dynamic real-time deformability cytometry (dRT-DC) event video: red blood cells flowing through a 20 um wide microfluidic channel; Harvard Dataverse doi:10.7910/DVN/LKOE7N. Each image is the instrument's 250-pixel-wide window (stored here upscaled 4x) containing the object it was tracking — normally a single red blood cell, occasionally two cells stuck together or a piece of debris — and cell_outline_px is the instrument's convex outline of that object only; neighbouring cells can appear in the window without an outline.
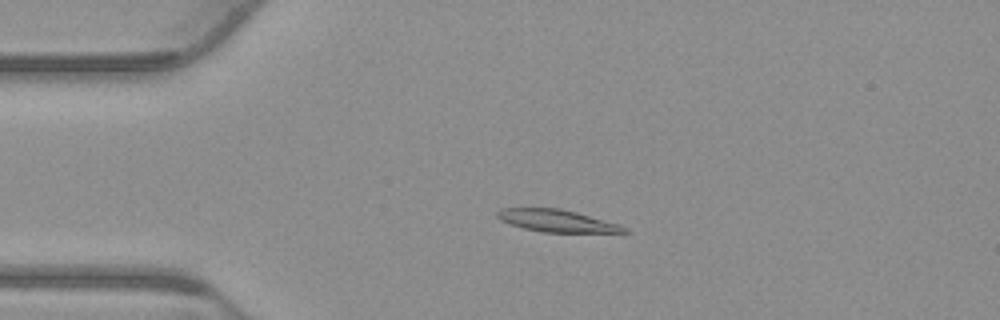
{"species": "common noctule bat (a hibernating species)", "species_latin": "Nyctalus noctula", "temperature_condition": "warm", "stored_images_in_passage": 54, "camera_frame_rate_fps": 3000, "um_per_image_px": 0.085, "animal": {"sex": "male", "body_mass_g": 23.1, "forearm_length_mm": 52.7}, "frame": {"image": 1, "passage_image": 12, "time_ms": 3.667, "image_size_px": [1000, 320], "cell_outline_px": [[632, 232], [544, 232], [524, 228], [500, 220], [496, 216], [496, 212], [500, 208], [560, 208], [576, 212], [620, 224], [628, 228]], "centroid_in_image_um": [47.35, 18.76], "position_along_channel_um": 37.6, "area_um2": 16.36}}
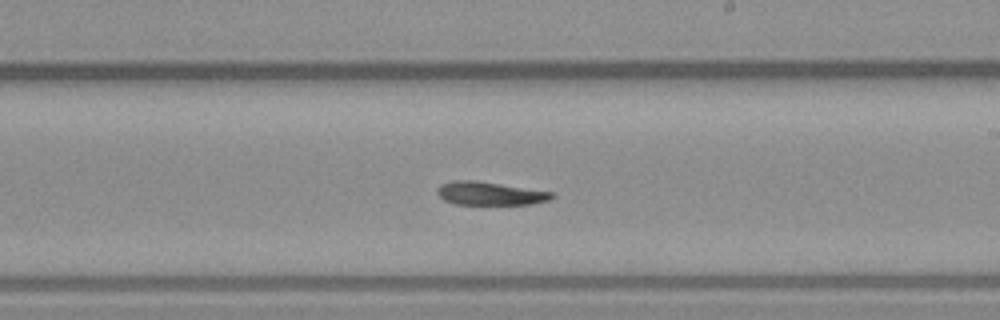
{"frame": {"image": 2, "passage_image": 31, "time_ms": 10.0, "image_size_px": [1000, 320], "cell_outline_px": [[556, 196], [548, 200], [532, 204], [456, 204], [444, 200], [436, 192], [436, 188], [440, 184], [452, 180], [476, 180], [552, 192]], "centroid_in_image_um": [41.61, 16.43], "position_along_channel_um": 247.4, "area_um2": 15.55}}
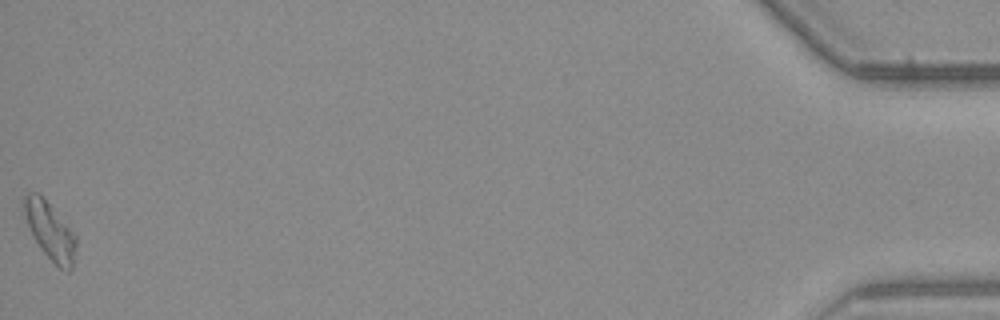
{"frame": {"image": 3, "passage_image": 54, "time_ms": 17.667, "image_size_px": [1000, 320], "cell_outline_px": [[76, 244], [72, 268], [68, 272], [60, 268], [40, 248], [20, 208], [24, 196], [28, 192], [36, 192], [44, 196], [76, 236]], "centroid_in_image_um": [4.22, 19.56], "position_along_channel_um": 431.0, "area_um2": 17.34}, "authors_computed_cell_mechanics": {"area_um2": 16.3863, "velocity_mm_per_s": 3.8052, "shape_relaxation_time_tau1_ms": 5.9046, "shape_relaxation_time_tau2_ms": null, "deformation_change_tau1": 0.1816, "deformation_change_tau2": null}}